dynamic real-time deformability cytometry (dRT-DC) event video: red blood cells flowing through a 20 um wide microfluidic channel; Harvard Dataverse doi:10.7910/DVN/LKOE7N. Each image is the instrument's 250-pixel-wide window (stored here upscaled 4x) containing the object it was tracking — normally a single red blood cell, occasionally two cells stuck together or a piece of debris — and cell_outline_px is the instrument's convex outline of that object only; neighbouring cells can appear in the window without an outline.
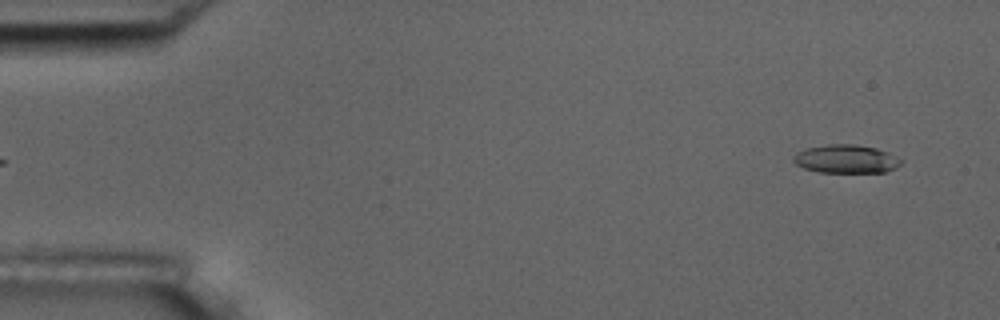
{"species": "common noctule bat (a hibernating species)", "species_latin": "Nyctalus noctula", "temperature_condition": "room temperature", "stored_images_in_passage": 54, "camera_frame_rate_fps": 3000, "um_per_image_px": 0.085, "animal": {"sex": "male", "body_mass_g": 17.5, "forearm_length_mm": 52.3}, "frame": {"image": 1, "passage_image": 3, "time_ms": 0.667, "image_size_px": [1000, 320], "cell_outline_px": [[904, 160], [896, 168], [884, 172], [820, 172], [804, 168], [796, 164], [792, 160], [792, 156], [796, 152], [808, 148], [828, 144], [852, 144], [876, 148], [888, 152]], "centroid_in_image_um": [71.92, 13.51], "position_along_channel_um": 13.1, "area_um2": 17.8}}
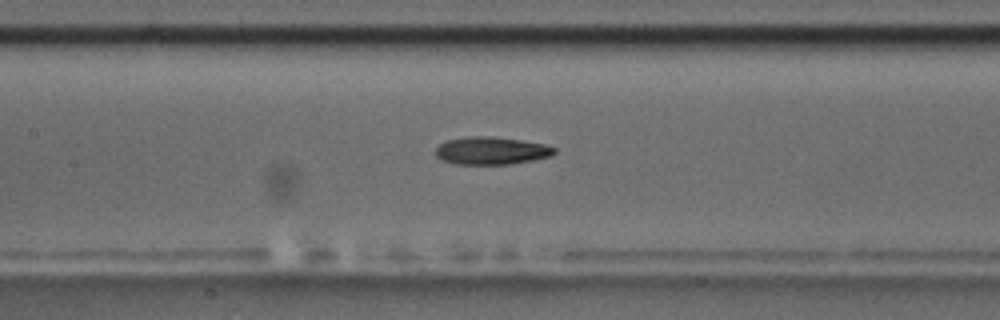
{"frame": {"image": 2, "passage_image": 25, "time_ms": 8.0, "image_size_px": [1000, 320], "cell_outline_px": [[556, 152], [552, 156], [532, 160], [508, 164], [456, 164], [440, 160], [436, 156], [436, 148], [440, 144], [448, 140], [468, 136], [492, 136], [520, 140], [544, 144], [556, 148]], "centroid_in_image_um": [41.76, 12.81], "position_along_channel_um": 165.6, "area_um2": 19.13}}
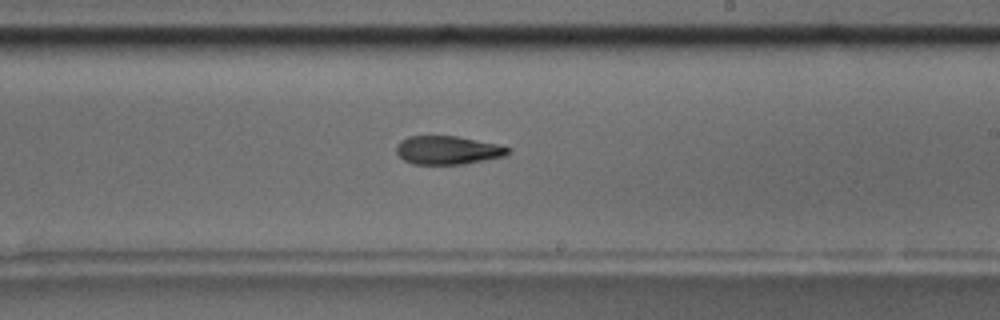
{"frame": {"image": 3, "passage_image": 32, "time_ms": 10.333, "image_size_px": [1000, 320], "cell_outline_px": [[512, 152], [504, 156], [464, 164], [412, 164], [404, 160], [396, 152], [396, 144], [400, 140], [408, 136], [456, 136], [496, 144], [512, 148]], "centroid_in_image_um": [38.05, 12.76], "position_along_channel_um": 251.0, "area_um2": 18.55}, "authors_computed_cell_mechanics": {"area_um2": 19.0451, "velocity_mm_per_s": 3.676, "shape_relaxation_time_tau1_ms": 11.2072, "shape_relaxation_time_tau2_ms": 5.8957, "deformation_change_tau1": 0.2417, "deformation_change_tau2": 0.1618}}